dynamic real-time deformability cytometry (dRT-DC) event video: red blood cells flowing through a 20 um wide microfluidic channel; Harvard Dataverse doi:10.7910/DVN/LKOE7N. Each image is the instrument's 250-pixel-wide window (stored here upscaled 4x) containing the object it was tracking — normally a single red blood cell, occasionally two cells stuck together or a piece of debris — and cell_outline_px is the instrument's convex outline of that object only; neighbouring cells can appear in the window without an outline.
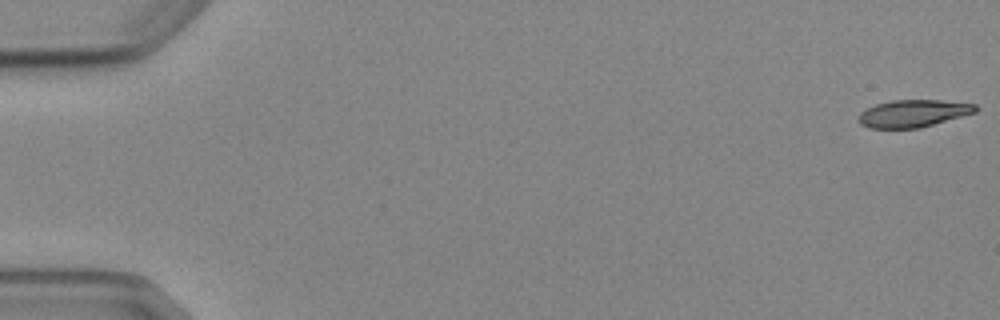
{"species": "Egyptian fruit bat (a non-hibernating species)", "species_latin": "Rousettus aegyptiacus", "temperature_condition": "cold", "stored_images_in_passage": 6, "camera_frame_rate_fps": 3000, "um_per_image_px": 0.085, "animal": {"sex": "female"}, "frame": {"image": 1, "passage_image": 1, "time_ms": 0.0, "image_size_px": [1000, 320], "cell_outline_px": [[980, 108], [976, 112], [920, 128], [868, 128], [860, 124], [856, 120], [856, 116], [860, 112], [876, 104], [892, 100], [940, 100], [976, 104]], "centroid_in_image_um": [77.6, 9.64], "position_along_channel_um": 7.4, "area_um2": 18.79}}
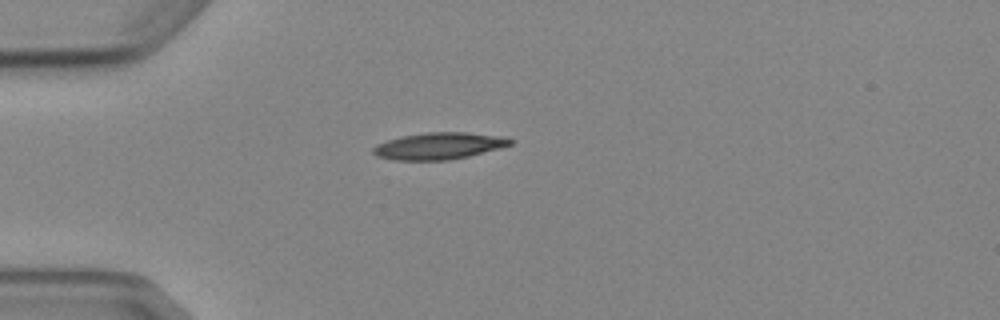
{"frame": {"image": 2, "passage_image": 5, "time_ms": 4.667, "image_size_px": [1000, 320], "cell_outline_px": [[512, 144], [500, 148], [468, 156], [448, 160], [396, 160], [376, 156], [372, 152], [372, 148], [376, 144], [400, 136], [428, 132], [468, 132], [508, 136], [512, 140]], "centroid_in_image_um": [37.33, 12.39], "position_along_channel_um": 47.7, "area_um2": 21.56}}